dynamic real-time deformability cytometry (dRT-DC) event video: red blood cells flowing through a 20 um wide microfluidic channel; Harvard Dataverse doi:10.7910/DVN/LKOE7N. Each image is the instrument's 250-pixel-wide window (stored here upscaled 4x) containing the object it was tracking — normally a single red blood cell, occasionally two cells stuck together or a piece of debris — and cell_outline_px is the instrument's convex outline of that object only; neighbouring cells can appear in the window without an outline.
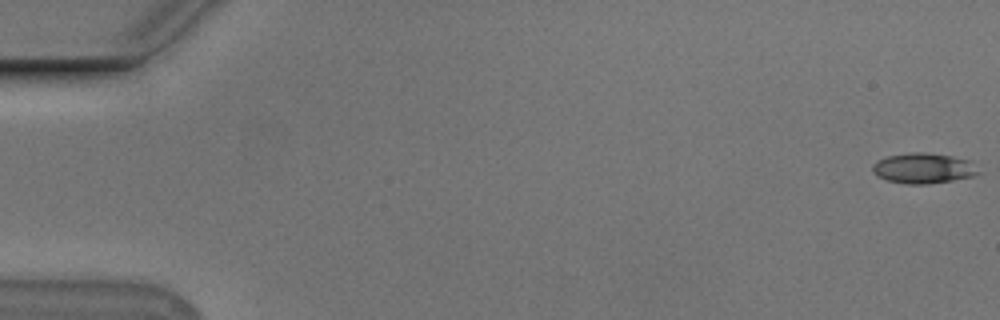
{"species": "Egyptian fruit bat (a non-hibernating species)", "species_latin": "Rousettus aegyptiacus", "temperature_condition": "cold", "stored_images_in_passage": 55, "camera_frame_rate_fps": 3000, "um_per_image_px": 0.085, "animal": {"sex": "male"}, "frame": {"image": 1, "passage_image": 1, "time_ms": 0.0, "image_size_px": [1000, 320], "cell_outline_px": [[980, 172], [976, 176], [928, 184], [904, 184], [888, 180], [872, 172], [872, 164], [876, 160], [888, 156], [912, 152], [924, 152], [952, 156], [972, 160]], "centroid_in_image_um": [78.52, 14.29], "position_along_channel_um": 6.5, "area_um2": 18.9}}
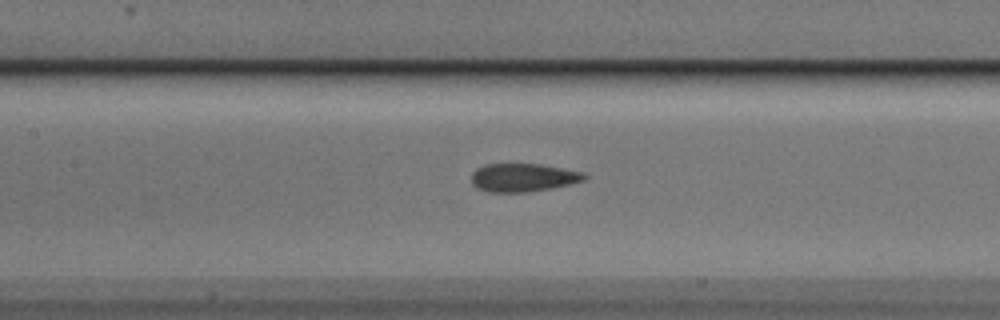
{"frame": {"image": 2, "passage_image": 26, "time_ms": 8.333, "image_size_px": [1000, 320], "cell_outline_px": [[588, 176], [584, 180], [552, 188], [528, 192], [488, 192], [476, 188], [472, 184], [472, 172], [476, 168], [484, 164], [540, 164], [584, 172]], "centroid_in_image_um": [44.44, 15.09], "position_along_channel_um": 163.0, "area_um2": 18.67}}
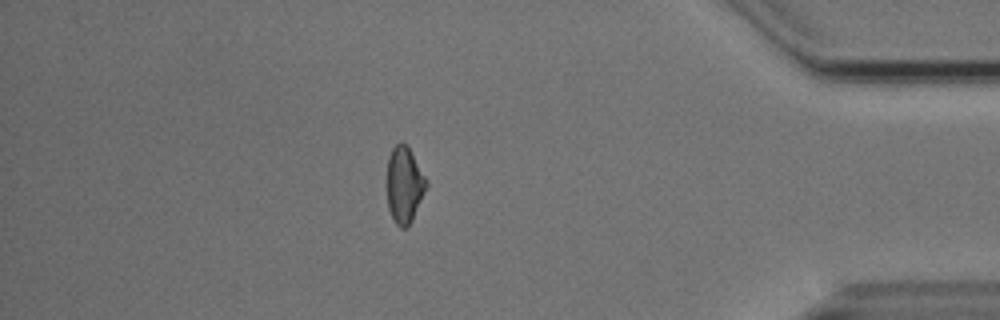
{"frame": {"image": 3, "passage_image": 48, "time_ms": 15.667, "image_size_px": [1000, 320], "cell_outline_px": [[428, 184], [412, 220], [404, 228], [400, 228], [396, 224], [388, 208], [388, 156], [392, 148], [400, 140], [408, 148], [424, 176]], "centroid_in_image_um": [34.35, 15.72], "position_along_channel_um": 400.8, "area_um2": 16.94}, "authors_computed_cell_mechanics": {"area_um2": 18.785, "velocity_mm_per_s": 3.7607, "shape_relaxation_time_tau1_ms": null, "shape_relaxation_time_tau2_ms": 2.6292, "deformation_change_tau1": null, "deformation_change_tau2": 0.0726}}